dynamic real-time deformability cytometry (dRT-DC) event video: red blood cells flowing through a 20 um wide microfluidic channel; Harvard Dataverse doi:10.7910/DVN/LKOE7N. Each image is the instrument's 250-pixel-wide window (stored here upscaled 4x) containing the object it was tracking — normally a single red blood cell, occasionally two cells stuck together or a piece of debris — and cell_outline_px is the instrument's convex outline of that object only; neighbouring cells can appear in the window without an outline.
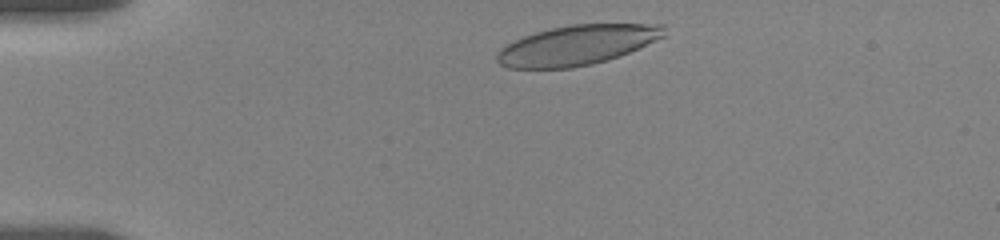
{"species": "human", "species_latin": "Homo sapiens", "temperature_condition": "room temperature", "stored_images_in_passage": 9, "camera_frame_rate_fps": 3000, "um_per_image_px": 0.085, "donor": {"sex": "female"}, "frame": {"image": 1, "passage_image": 3, "time_ms": 0.667, "image_size_px": [1000, 240], "cell_outline_px": [[668, 36], [628, 52], [592, 64], [572, 68], [508, 68], [500, 64], [496, 60], [496, 52], [500, 48], [524, 36], [536, 32], [552, 28], [572, 24], [664, 24]], "centroid_in_image_um": [49.07, 3.83], "position_along_channel_um": 35.9, "area_um2": 38.67}}
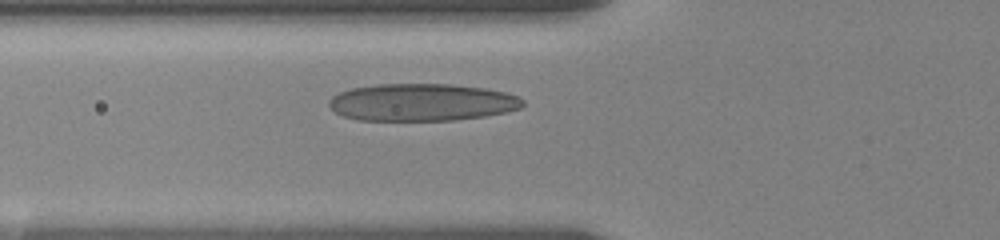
{"frame": {"image": 2, "passage_image": 9, "time_ms": 3.667, "image_size_px": [1000, 240], "cell_outline_px": [[524, 104], [520, 108], [504, 112], [484, 116], [452, 120], [356, 120], [344, 116], [336, 112], [328, 104], [328, 100], [332, 96], [340, 92], [352, 88], [376, 84], [452, 84], [484, 88], [504, 92], [516, 96], [524, 100]], "centroid_in_image_um": [35.83, 8.69], "position_along_channel_um": 90.0, "area_um2": 42.02}}